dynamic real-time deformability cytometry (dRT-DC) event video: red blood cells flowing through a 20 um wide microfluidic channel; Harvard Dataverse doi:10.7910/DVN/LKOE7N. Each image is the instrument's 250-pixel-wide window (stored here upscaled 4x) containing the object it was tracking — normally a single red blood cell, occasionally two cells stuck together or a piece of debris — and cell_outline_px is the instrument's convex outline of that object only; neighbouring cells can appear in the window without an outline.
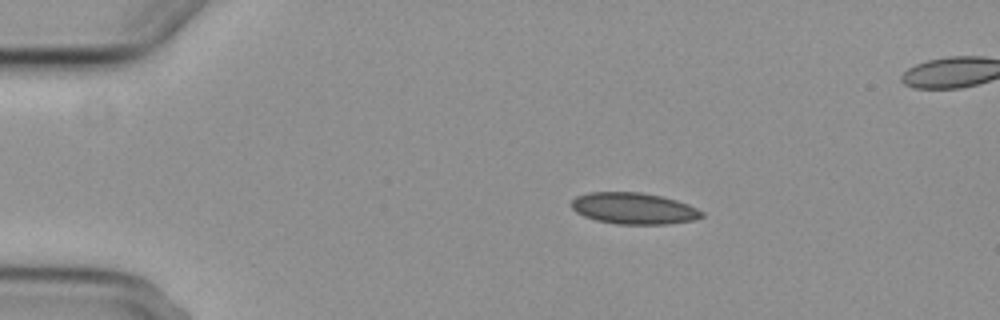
{"species": "common noctule bat (a hibernating species)", "species_latin": "Nyctalus noctula", "temperature_condition": "cold", "stored_images_in_passage": 3, "segment_of_instrument_passage": [1, 2], "camera_frame_rate_fps": 3000, "um_per_image_px": 0.085, "animal": {"sex": "female", "body_mass_g": 29.2, "forearm_length_mm": 56.3}, "frame": {"image": 1, "passage_image": 1, "time_ms": 0.0, "image_size_px": [1000, 320], "cell_outline_px": [[704, 216], [692, 220], [668, 224], [616, 224], [596, 220], [584, 216], [576, 212], [572, 208], [572, 200], [576, 196], [588, 192], [640, 192], [660, 196], [676, 200], [688, 204], [704, 212]], "centroid_in_image_um": [53.86, 17.71], "position_along_channel_um": 31.1, "area_um2": 23.81}}